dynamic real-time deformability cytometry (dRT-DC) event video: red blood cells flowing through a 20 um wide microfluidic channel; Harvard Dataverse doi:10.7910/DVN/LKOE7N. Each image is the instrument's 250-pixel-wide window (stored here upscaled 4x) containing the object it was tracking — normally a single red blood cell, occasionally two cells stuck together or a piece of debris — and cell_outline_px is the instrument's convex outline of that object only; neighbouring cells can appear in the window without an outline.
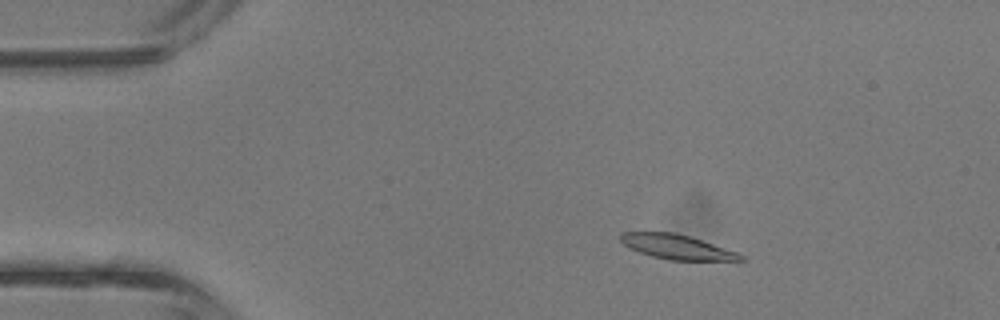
{"species": "common noctule bat (a hibernating species)", "species_latin": "Nyctalus noctula", "temperature_condition": "room temperature", "stored_images_in_passage": 41, "camera_frame_rate_fps": 3000, "um_per_image_px": 0.085, "animal": {"sex": "male", "body_mass_g": 13.3}, "frame": {"image": 1, "passage_image": 6, "time_ms": 1.667, "image_size_px": [1000, 320], "cell_outline_px": [[744, 260], [668, 260], [652, 256], [628, 248], [620, 240], [620, 232], [676, 232], [736, 252], [744, 256]], "centroid_in_image_um": [57.47, 20.98], "position_along_channel_um": 27.5, "area_um2": 16.94}}
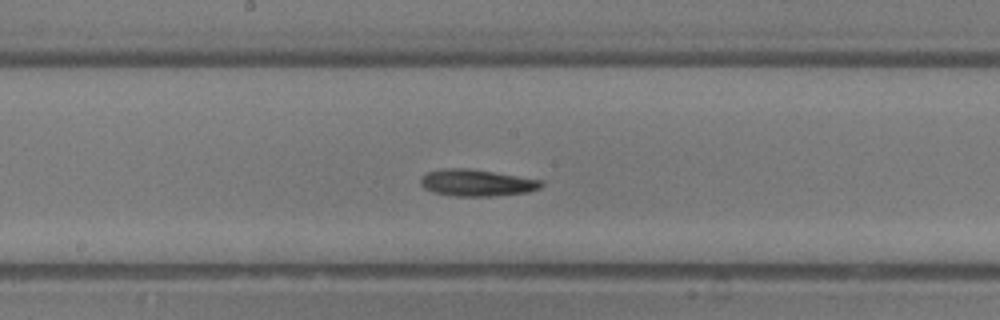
{"frame": {"image": 2, "passage_image": 21, "time_ms": 6.667, "image_size_px": [1000, 320], "cell_outline_px": [[544, 184], [540, 188], [528, 192], [496, 196], [456, 196], [432, 192], [424, 188], [420, 184], [420, 180], [428, 172], [444, 168], [468, 168], [540, 180]], "centroid_in_image_um": [40.5, 15.55], "position_along_channel_um": 207.7, "area_um2": 18.61}}
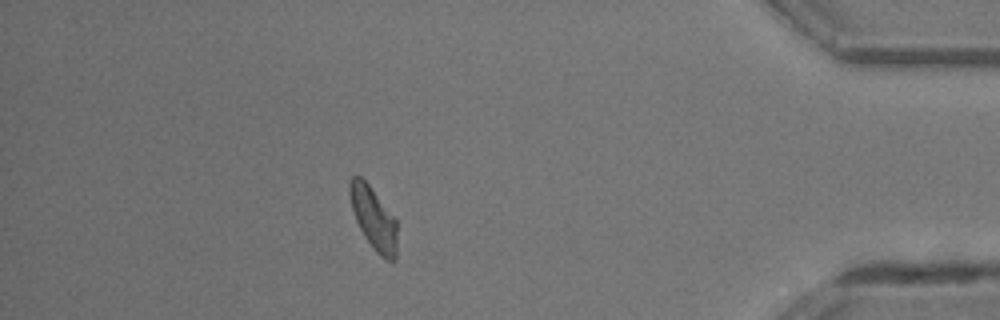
{"frame": {"image": 3, "passage_image": 36, "time_ms": 11.667, "image_size_px": [1000, 320], "cell_outline_px": [[396, 260], [392, 264], [384, 260], [372, 248], [364, 236], [356, 220], [352, 208], [348, 188], [348, 184], [352, 176], [360, 176], [368, 184], [396, 220]], "centroid_in_image_um": [31.75, 18.62], "position_along_channel_um": 403.4, "area_um2": 17.17}, "authors_computed_cell_mechanics": {"area_um2": 17.918, "velocity_mm_per_s": 4.8802, "shape_relaxation_time_tau1_ms": 2.9433, "shape_relaxation_time_tau2_ms": null, "deformation_change_tau1": 0.1578, "deformation_change_tau2": null}}